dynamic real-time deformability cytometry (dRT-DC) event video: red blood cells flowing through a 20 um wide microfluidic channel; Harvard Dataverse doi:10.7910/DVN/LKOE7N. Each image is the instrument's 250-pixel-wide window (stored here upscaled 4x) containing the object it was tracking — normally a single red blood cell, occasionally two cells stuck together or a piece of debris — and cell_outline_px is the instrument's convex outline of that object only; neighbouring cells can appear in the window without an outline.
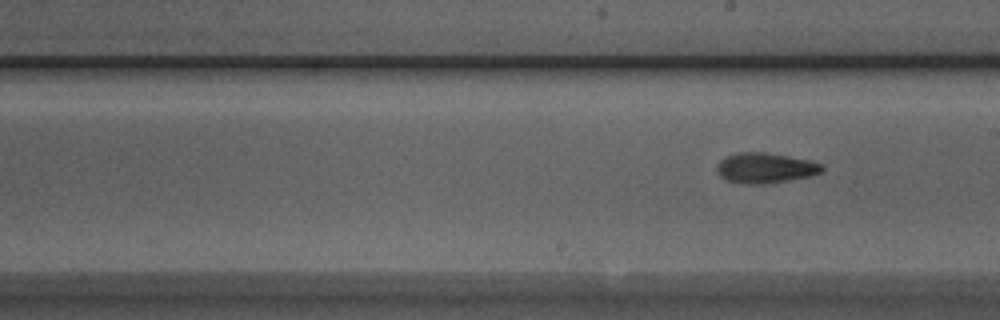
{"species": "Egyptian fruit bat (a non-hibernating species)", "species_latin": "Rousettus aegyptiacus", "temperature_condition": "room temperature", "stored_images_in_passage": 10, "segment_of_instrument_passage": [2, 2], "camera_frame_rate_fps": 3000, "um_per_image_px": 0.085, "animal": {"sex": "male"}, "frame": {"image": 1, "passage_image": 10, "time_ms": 11.333, "image_size_px": [1000, 320], "cell_outline_px": [[824, 168], [820, 172], [812, 176], [764, 184], [748, 184], [728, 180], [720, 176], [716, 172], [716, 164], [720, 160], [728, 156], [740, 152], [768, 152], [808, 160], [820, 164]], "centroid_in_image_um": [65.02, 14.27], "position_along_channel_um": 224.0, "area_um2": 18.44}}